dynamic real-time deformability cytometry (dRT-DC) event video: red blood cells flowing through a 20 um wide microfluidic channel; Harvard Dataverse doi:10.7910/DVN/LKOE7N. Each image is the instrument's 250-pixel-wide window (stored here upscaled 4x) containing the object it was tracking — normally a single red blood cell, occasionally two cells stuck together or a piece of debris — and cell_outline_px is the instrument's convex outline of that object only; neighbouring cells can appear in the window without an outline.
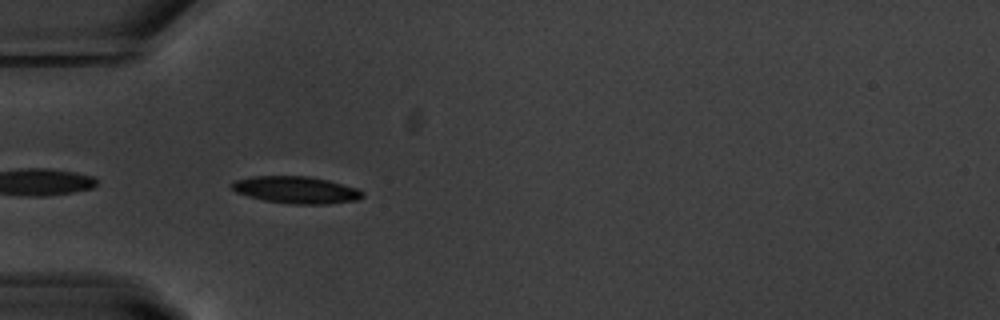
{"species": "common noctule bat (a hibernating species)", "species_latin": "Nyctalus noctula", "temperature_condition": "warm", "stored_images_in_passage": 6, "camera_frame_rate_fps": 3000, "um_per_image_px": 0.085, "animal": {"sex": "male", "body_mass_g": 20.1, "forearm_length_mm": 53.5}, "frame": {"image": 1, "passage_image": 2, "time_ms": 0.333, "image_size_px": [1000, 320], "cell_outline_px": [[364, 196], [356, 200], [324, 204], [292, 204], [264, 200], [248, 196], [236, 192], [228, 184], [236, 180], [252, 176], [312, 176], [328, 180], [356, 188], [364, 192]], "centroid_in_image_um": [25.15, 16.13], "position_along_channel_um": 59.8, "area_um2": 20.58}}